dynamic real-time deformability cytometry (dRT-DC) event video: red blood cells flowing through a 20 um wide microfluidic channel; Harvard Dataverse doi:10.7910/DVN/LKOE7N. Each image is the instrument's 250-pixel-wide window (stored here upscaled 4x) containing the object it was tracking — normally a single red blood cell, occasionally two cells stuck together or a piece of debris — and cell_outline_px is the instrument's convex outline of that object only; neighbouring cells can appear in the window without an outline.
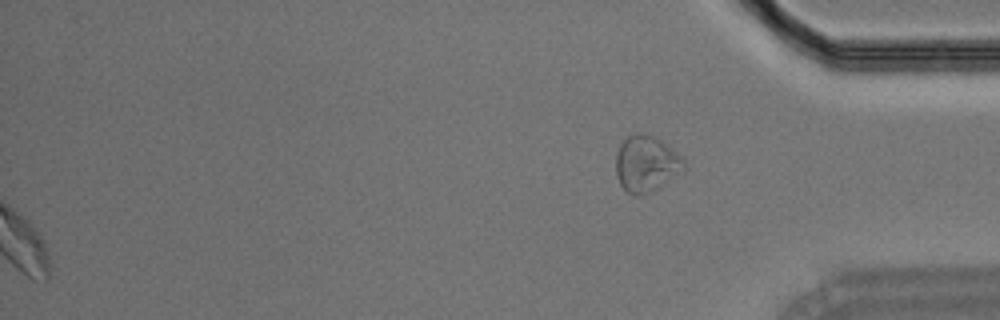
{"species": "Egyptian fruit bat (a non-hibernating species)", "species_latin": "Rousettus aegyptiacus", "temperature_condition": "room temperature", "stored_images_in_passage": 50, "segment_of_instrument_passage": [2, 2], "camera_frame_rate_fps": 3000, "um_per_image_px": 0.085, "animal": {"sex": "male"}, "frame": {"image": 1, "passage_image": 50, "time_ms": 16.333, "image_size_px": [1000, 320], "cell_outline_px": [[684, 172], [656, 188], [636, 196], [628, 192], [620, 184], [616, 176], [616, 152], [620, 144], [632, 132], [644, 132], [656, 136], [672, 148], [684, 160]], "centroid_in_image_um": [54.92, 13.87], "position_along_channel_um": 380.3, "area_um2": 22.37}}